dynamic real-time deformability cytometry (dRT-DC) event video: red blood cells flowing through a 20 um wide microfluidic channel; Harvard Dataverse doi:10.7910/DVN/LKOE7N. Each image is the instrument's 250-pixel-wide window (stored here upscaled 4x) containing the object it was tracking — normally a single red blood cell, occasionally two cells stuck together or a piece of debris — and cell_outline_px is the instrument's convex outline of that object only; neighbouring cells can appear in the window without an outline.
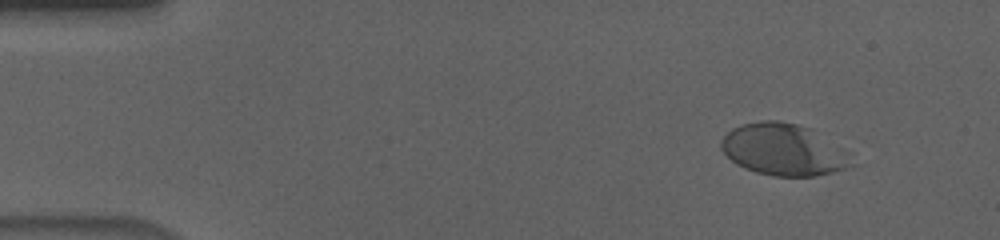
{"species": "human", "species_latin": "Homo sapiens", "temperature_condition": "cold", "stored_images_in_passage": 56, "camera_frame_rate_fps": 3000, "um_per_image_px": 0.085, "donor": {"sex": "male"}, "frame": {"image": 1, "passage_image": 5, "time_ms": 1.333, "image_size_px": [1000, 240], "cell_outline_px": [[856, 164], [832, 172], [816, 176], [772, 176], [756, 172], [744, 168], [736, 164], [720, 148], [720, 140], [732, 128], [740, 124], [764, 120], [776, 120], [796, 124], [812, 128], [848, 152]], "centroid_in_image_um": [66.6, 12.72], "position_along_channel_um": 18.4, "area_um2": 39.48}}
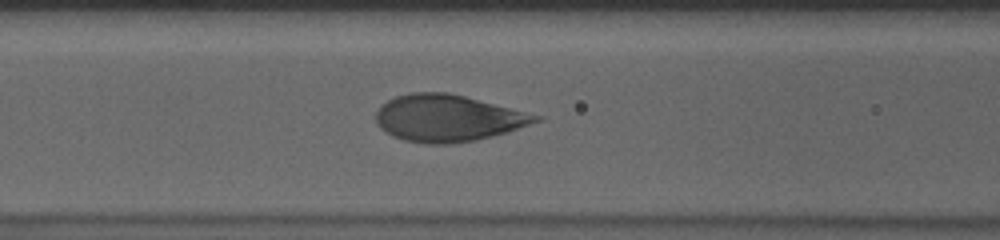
{"frame": {"image": 2, "passage_image": 23, "time_ms": 7.333, "image_size_px": [1000, 240], "cell_outline_px": [[544, 120], [508, 132], [476, 140], [452, 144], [424, 144], [404, 140], [392, 136], [380, 128], [376, 120], [376, 112], [380, 104], [396, 96], [412, 92], [448, 92], [544, 116]], "centroid_in_image_um": [38.08, 10.05], "position_along_channel_um": 128.5, "area_um2": 43.87}}
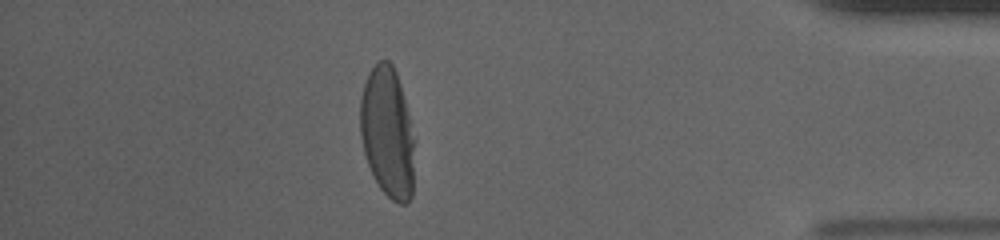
{"frame": {"image": 3, "passage_image": 49, "time_ms": 16.0, "image_size_px": [1000, 240], "cell_outline_px": [[412, 196], [404, 204], [400, 204], [392, 200], [380, 188], [368, 164], [364, 152], [360, 136], [360, 100], [364, 84], [372, 68], [380, 60], [388, 60], [392, 64], [396, 72], [400, 84], [408, 116], [412, 140]], "centroid_in_image_um": [32.89, 11.25], "position_along_channel_um": 402.3, "area_um2": 40.23}, "authors_computed_cell_mechanics": {"area_um2": 42.1362, "velocity_mm_per_s": 3.6073, "shape_relaxation_time_tau1_ms": 3.8155, "shape_relaxation_time_tau2_ms": null, "deformation_change_tau1": 0.1828, "deformation_change_tau2": null}}